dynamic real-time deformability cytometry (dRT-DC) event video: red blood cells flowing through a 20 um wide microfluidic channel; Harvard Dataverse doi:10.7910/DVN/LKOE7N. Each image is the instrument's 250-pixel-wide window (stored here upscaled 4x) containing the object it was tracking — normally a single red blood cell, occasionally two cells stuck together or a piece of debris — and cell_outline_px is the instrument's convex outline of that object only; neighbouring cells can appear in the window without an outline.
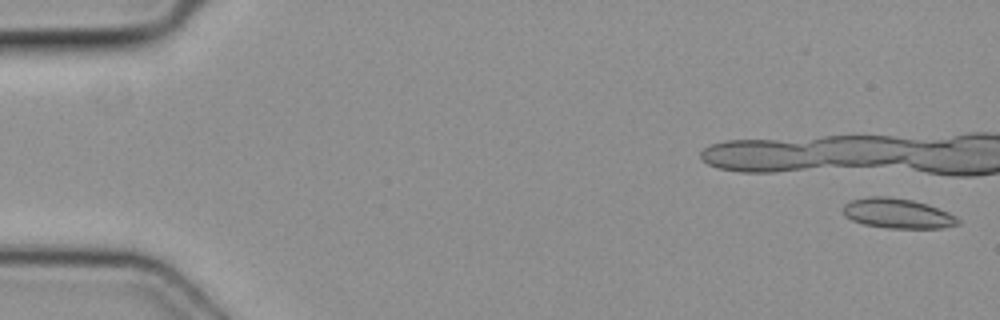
{"species": "common noctule bat (a hibernating species)", "species_latin": "Nyctalus noctula", "temperature_condition": "cold", "stored_images_in_passage": 5, "camera_frame_rate_fps": 3000, "um_per_image_px": 0.085, "animal": {"sex": "female", "body_mass_g": 19.3, "forearm_length_mm": 54.1}, "frame": {"image": 1, "passage_image": 1, "time_ms": 0.0, "image_size_px": [1000, 320], "cell_outline_px": [[960, 224], [940, 228], [888, 228], [864, 224], [852, 220], [844, 216], [840, 208], [844, 204], [852, 200], [868, 196], [888, 196], [912, 200], [928, 204], [948, 212], [956, 216], [960, 220]], "centroid_in_image_um": [76.26, 18.13], "position_along_channel_um": 8.7, "area_um2": 20.23}}